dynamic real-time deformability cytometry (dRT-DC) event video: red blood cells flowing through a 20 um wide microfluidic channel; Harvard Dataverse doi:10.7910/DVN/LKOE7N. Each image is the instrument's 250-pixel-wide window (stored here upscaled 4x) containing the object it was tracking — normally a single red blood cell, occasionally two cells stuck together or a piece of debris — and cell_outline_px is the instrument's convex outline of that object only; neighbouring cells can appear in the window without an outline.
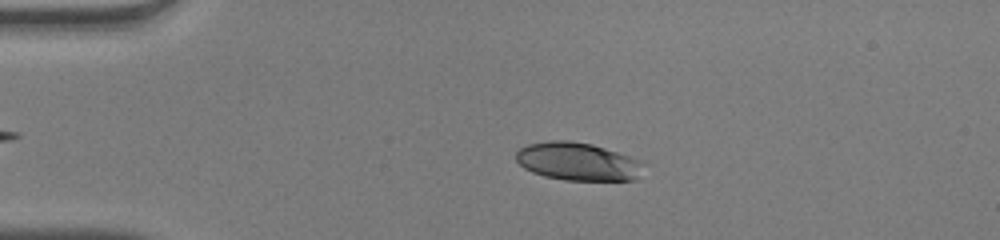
{"species": "human", "species_latin": "Homo sapiens", "temperature_condition": "warm", "stored_images_in_passage": 44, "camera_frame_rate_fps": 3000, "um_per_image_px": 0.085, "donor": {"sex": "male"}, "frame": {"image": 1, "passage_image": 11, "time_ms": 3.333, "image_size_px": [1000, 240], "cell_outline_px": [[640, 164], [636, 180], [564, 180], [544, 176], [532, 172], [524, 168], [516, 160], [516, 152], [520, 148], [528, 144], [548, 140], [572, 140], [592, 144], [628, 156], [636, 160]], "centroid_in_image_um": [49.0, 13.72], "position_along_channel_um": 36.0, "area_um2": 27.8}}
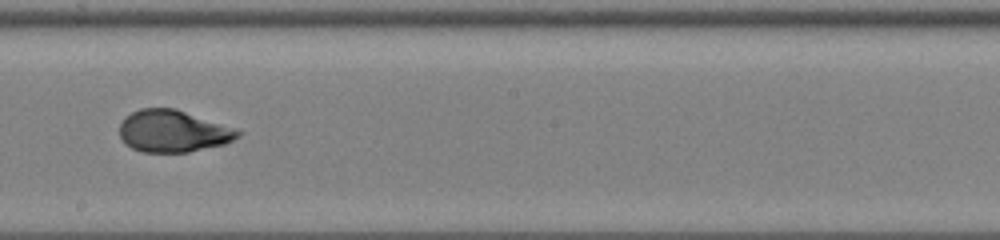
{"frame": {"image": 2, "passage_image": 29, "time_ms": 9.333, "image_size_px": [1000, 240], "cell_outline_px": [[244, 132], [240, 136], [224, 144], [188, 152], [140, 152], [124, 144], [120, 136], [120, 124], [124, 116], [140, 108], [176, 108]], "centroid_in_image_um": [14.66, 11.15], "position_along_channel_um": 233.5, "area_um2": 28.96}}
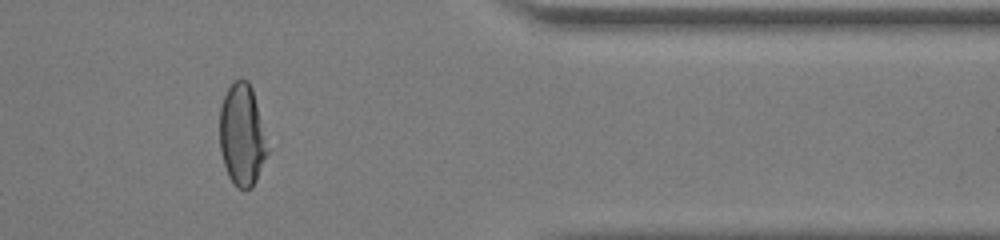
{"frame": {"image": 3, "passage_image": 42, "time_ms": 13.667, "image_size_px": [1000, 240], "cell_outline_px": [[268, 152], [256, 180], [252, 188], [244, 192], [236, 188], [228, 176], [220, 152], [220, 108], [224, 96], [228, 88], [236, 80], [248, 80], [252, 88], [268, 148]], "centroid_in_image_um": [20.55, 11.54], "position_along_channel_um": 390.8, "area_um2": 28.21}, "authors_computed_cell_mechanics": {"area_um2": 29.0156, "velocity_mm_per_s": 4.0709, "shape_relaxation_time_tau1_ms": 5.97, "shape_relaxation_time_tau2_ms": 0.8045, "deformation_change_tau1": 0.2412, "deformation_change_tau2": 0.0506}}